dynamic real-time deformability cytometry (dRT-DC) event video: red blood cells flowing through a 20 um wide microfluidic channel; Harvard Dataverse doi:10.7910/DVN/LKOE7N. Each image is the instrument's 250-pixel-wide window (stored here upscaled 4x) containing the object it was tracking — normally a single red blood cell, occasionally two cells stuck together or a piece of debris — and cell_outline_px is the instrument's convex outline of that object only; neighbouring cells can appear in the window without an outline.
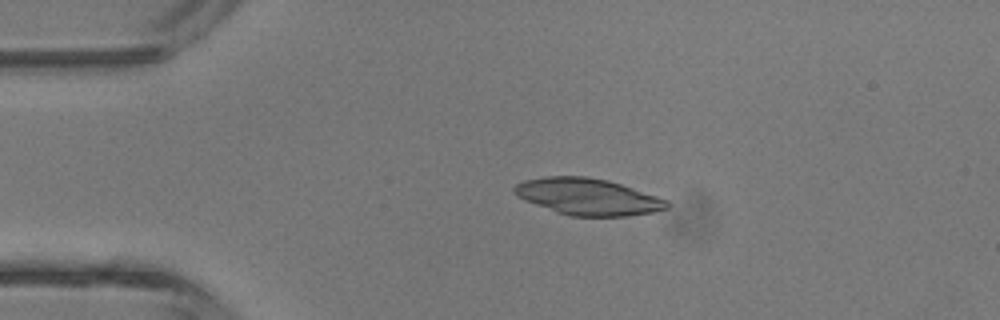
{"species": "common noctule bat (a hibernating species)", "species_latin": "Nyctalus noctula", "temperature_condition": "room temperature", "stored_images_in_passage": 3, "camera_frame_rate_fps": 3000, "um_per_image_px": 0.085, "animal": {"sex": "male", "body_mass_g": 13.3}, "frame": {"image": 1, "passage_image": 2, "time_ms": 1.333, "image_size_px": [1000, 320], "cell_outline_px": [[672, 204], [668, 208], [652, 212], [628, 216], [568, 216], [556, 212], [524, 200], [516, 196], [512, 192], [512, 188], [516, 184], [524, 180], [544, 176], [584, 176], [608, 180], [668, 200]], "centroid_in_image_um": [49.93, 16.72], "position_along_channel_um": 35.1, "area_um2": 32.66}}